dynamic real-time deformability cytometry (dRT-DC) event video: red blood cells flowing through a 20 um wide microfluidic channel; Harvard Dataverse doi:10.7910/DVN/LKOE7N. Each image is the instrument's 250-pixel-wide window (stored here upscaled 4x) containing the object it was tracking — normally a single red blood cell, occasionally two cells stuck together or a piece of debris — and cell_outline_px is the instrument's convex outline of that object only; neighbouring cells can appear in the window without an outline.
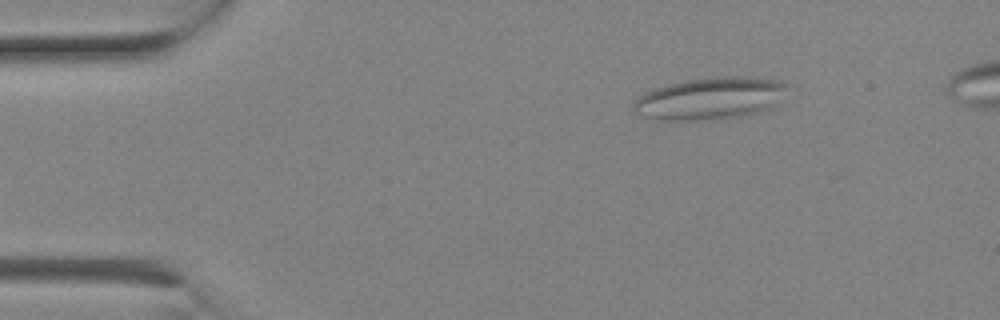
{"species": "Egyptian fruit bat (a non-hibernating species)", "species_latin": "Rousettus aegyptiacus", "temperature_condition": "room temperature", "stored_images_in_passage": 3, "camera_frame_rate_fps": 3000, "um_per_image_px": 0.085, "animal": {"sex": "female"}, "frame": {"image": 1, "passage_image": 3, "time_ms": 0.667, "image_size_px": [1000, 320], "cell_outline_px": [[788, 84], [768, 108], [756, 112], [740, 116], [716, 120], [664, 120], [644, 116], [636, 112], [632, 108], [632, 104], [640, 96], [656, 88], [668, 84], [688, 80], [716, 76], [744, 76], [780, 80]], "centroid_in_image_um": [60.31, 8.36], "position_along_channel_um": 24.7, "area_um2": 37.05}}